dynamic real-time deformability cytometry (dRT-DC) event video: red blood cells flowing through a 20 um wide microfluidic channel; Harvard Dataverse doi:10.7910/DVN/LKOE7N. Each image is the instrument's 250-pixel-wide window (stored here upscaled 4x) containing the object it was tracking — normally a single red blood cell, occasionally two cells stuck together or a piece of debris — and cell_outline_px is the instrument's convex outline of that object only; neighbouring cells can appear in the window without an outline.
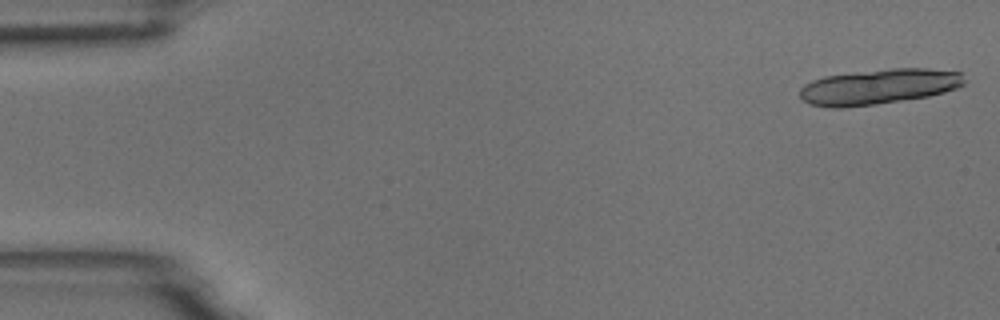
{"species": "common noctule bat (a hibernating species)", "species_latin": "Nyctalus noctula", "temperature_condition": "room temperature", "stored_images_in_passage": 18, "camera_frame_rate_fps": 3000, "um_per_image_px": 0.085, "animal": {"sex": "male", "body_mass_g": 18.8}, "frame": {"image": 1, "passage_image": 1, "time_ms": 0.0, "image_size_px": [1000, 320], "cell_outline_px": [[968, 80], [964, 84], [956, 88], [944, 92], [928, 96], [876, 104], [844, 108], [832, 108], [808, 104], [800, 96], [800, 88], [804, 84], [812, 80], [824, 76], [892, 68], [928, 68], [960, 72]], "centroid_in_image_um": [74.7, 7.37], "position_along_channel_um": 10.3, "area_um2": 33.99}}